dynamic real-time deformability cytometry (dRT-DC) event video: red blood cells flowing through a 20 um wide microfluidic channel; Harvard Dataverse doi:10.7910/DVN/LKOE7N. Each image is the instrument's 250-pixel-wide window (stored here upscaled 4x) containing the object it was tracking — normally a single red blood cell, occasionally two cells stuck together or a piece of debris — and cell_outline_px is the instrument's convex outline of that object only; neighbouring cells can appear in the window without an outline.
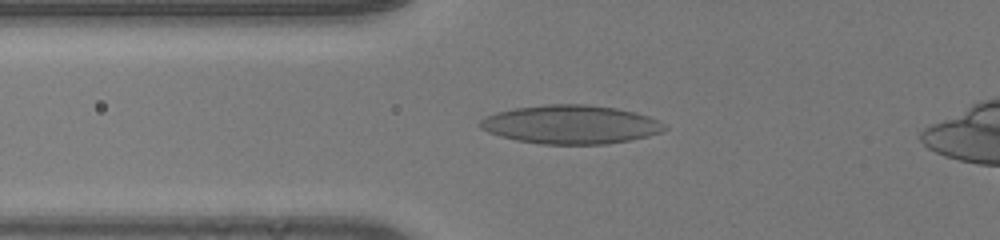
{"species": "human", "species_latin": "Homo sapiens", "temperature_condition": "room temperature", "stored_images_in_passage": 42, "camera_frame_rate_fps": 3000, "um_per_image_px": 0.085, "donor": {"sex": "male"}, "frame": {"image": 1, "passage_image": 12, "time_ms": 3.667, "image_size_px": [1000, 240], "cell_outline_px": [[668, 128], [660, 132], [648, 136], [628, 140], [604, 144], [540, 144], [516, 140], [500, 136], [488, 132], [480, 128], [476, 124], [484, 116], [496, 112], [516, 108], [544, 104], [584, 104], [616, 108], [636, 112], [648, 116], [664, 124]], "centroid_in_image_um": [48.46, 10.58], "position_along_channel_um": 77.3, "area_um2": 41.62}}
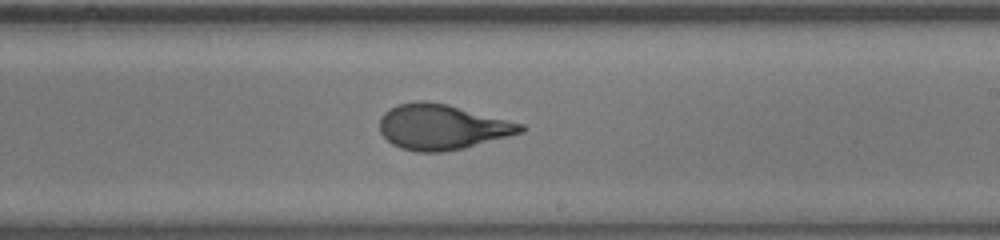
{"frame": {"image": 2, "passage_image": 25, "time_ms": 8.0, "image_size_px": [1000, 240], "cell_outline_px": [[528, 128], [524, 132], [464, 148], [444, 152], [416, 152], [400, 148], [392, 144], [380, 132], [380, 116], [388, 108], [396, 104], [416, 100], [424, 100], [448, 104], [524, 124]], "centroid_in_image_um": [37.56, 10.78], "position_along_channel_um": 251.4, "area_um2": 37.57}}
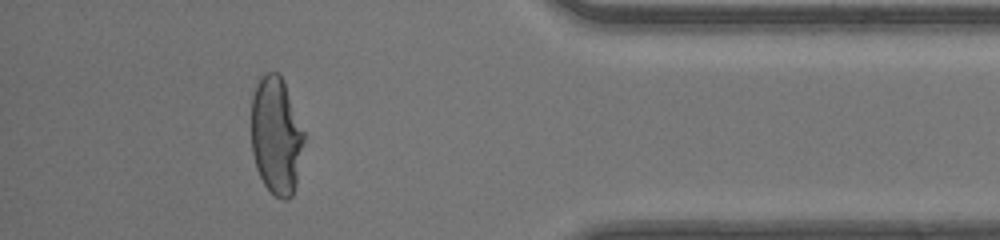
{"frame": {"image": 3, "passage_image": 38, "time_ms": 12.333, "image_size_px": [1000, 240], "cell_outline_px": [[304, 140], [296, 184], [292, 196], [288, 200], [280, 200], [264, 184], [256, 168], [252, 152], [252, 96], [256, 84], [260, 76], [264, 72], [276, 72], [280, 76], [284, 84], [304, 132]], "centroid_in_image_um": [23.46, 11.55], "position_along_channel_um": 411.7, "area_um2": 35.78}, "authors_computed_cell_mechanics": {"area_um2": 37.57, "velocity_mm_per_s": 4.1855, "shape_relaxation_time_tau1_ms": 6.7051, "shape_relaxation_time_tau2_ms": null, "deformation_change_tau1": 0.2667, "deformation_change_tau2": null}}